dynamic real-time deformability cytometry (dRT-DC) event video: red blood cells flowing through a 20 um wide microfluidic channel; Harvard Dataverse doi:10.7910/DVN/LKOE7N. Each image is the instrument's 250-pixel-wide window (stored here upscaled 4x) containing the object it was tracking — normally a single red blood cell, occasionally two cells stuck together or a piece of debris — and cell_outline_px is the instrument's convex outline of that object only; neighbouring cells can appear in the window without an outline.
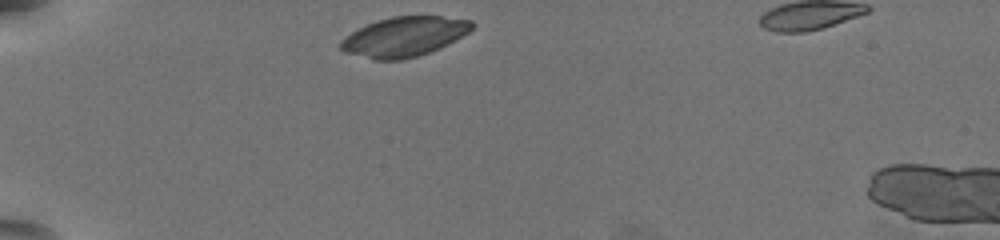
{"species": "common noctule bat (a hibernating species)", "species_latin": "Nyctalus noctula", "temperature_condition": "warm", "stored_images_in_passage": 33, "camera_frame_rate_fps": 3000, "um_per_image_px": 0.085, "animal": {"sex": "female", "body_mass_g": 19.5, "forearm_length_mm": 54.1}, "frame": {"image": 1, "passage_image": 1, "time_ms": 0.0, "image_size_px": [1000, 240], "cell_outline_px": [[476, 24], [468, 32], [440, 48], [416, 56], [400, 60], [372, 60], [344, 52], [340, 48], [340, 40], [352, 32], [376, 20], [392, 16], [440, 16], [472, 20]], "centroid_in_image_um": [34.34, 3.12], "position_along_channel_um": 50.7, "area_um2": 30.29}}
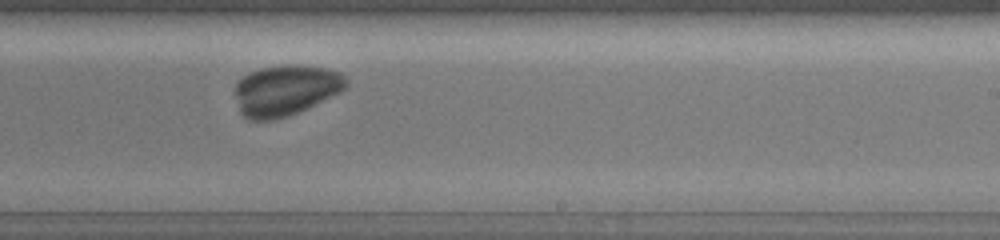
{"frame": {"image": 2, "passage_image": 21, "time_ms": 6.667, "image_size_px": [1000, 240], "cell_outline_px": [[348, 88], [340, 92], [288, 116], [272, 120], [248, 120], [240, 112], [236, 96], [236, 84], [248, 72], [260, 68], [284, 64], [296, 64], [324, 68], [340, 72], [348, 80]], "centroid_in_image_um": [24.28, 7.65], "position_along_channel_um": 264.7, "area_um2": 32.77}}
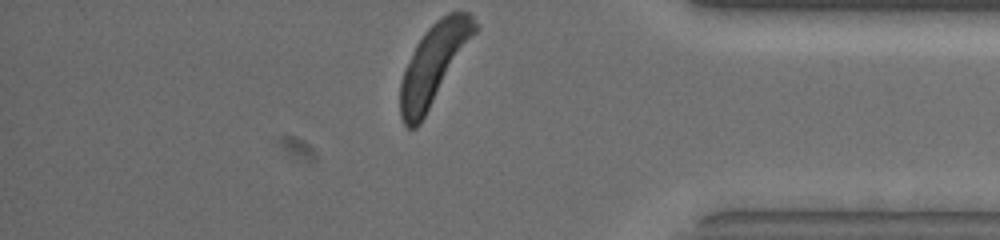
{"frame": {"image": 3, "passage_image": 33, "time_ms": 10.667, "image_size_px": [1000, 240], "cell_outline_px": [[480, 28], [420, 124], [416, 128], [408, 128], [404, 124], [400, 116], [400, 84], [404, 68], [416, 44], [424, 32], [436, 20], [448, 12], [468, 12], [472, 16]], "centroid_in_image_um": [36.88, 5.44], "position_along_channel_um": 398.3, "area_um2": 34.8}}